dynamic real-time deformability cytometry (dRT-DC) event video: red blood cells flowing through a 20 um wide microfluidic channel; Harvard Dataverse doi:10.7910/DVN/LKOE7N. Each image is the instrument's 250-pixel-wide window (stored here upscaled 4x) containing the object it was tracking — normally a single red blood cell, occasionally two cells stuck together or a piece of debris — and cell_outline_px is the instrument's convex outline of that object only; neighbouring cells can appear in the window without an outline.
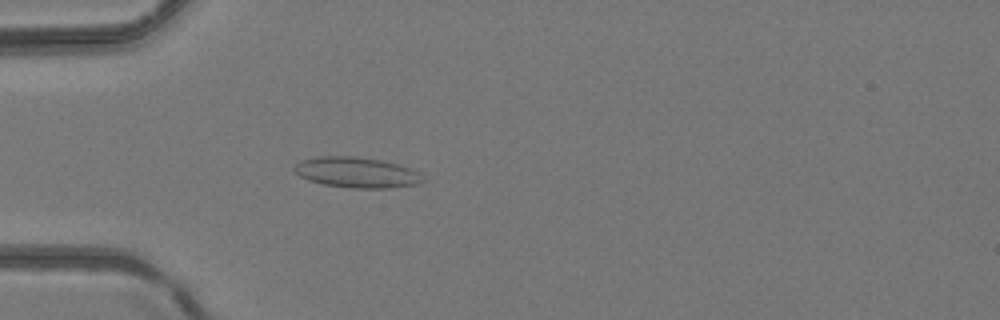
{"species": "common noctule bat (a hibernating species)", "species_latin": "Nyctalus noctula", "temperature_condition": "room temperature", "stored_images_in_passage": 41, "camera_frame_rate_fps": 3000, "um_per_image_px": 0.085, "animal": {"sex": "female", "body_mass_g": 24.6, "forearm_length_mm": 56.2}, "frame": {"image": 1, "passage_image": 7, "time_ms": 2.0, "image_size_px": [1000, 320], "cell_outline_px": [[424, 180], [420, 184], [388, 188], [348, 188], [324, 184], [308, 180], [300, 176], [292, 168], [300, 160], [316, 156], [352, 156], [380, 160], [396, 164], [420, 172]], "centroid_in_image_um": [30.29, 14.66], "position_along_channel_um": 54.7, "area_um2": 22.89}}
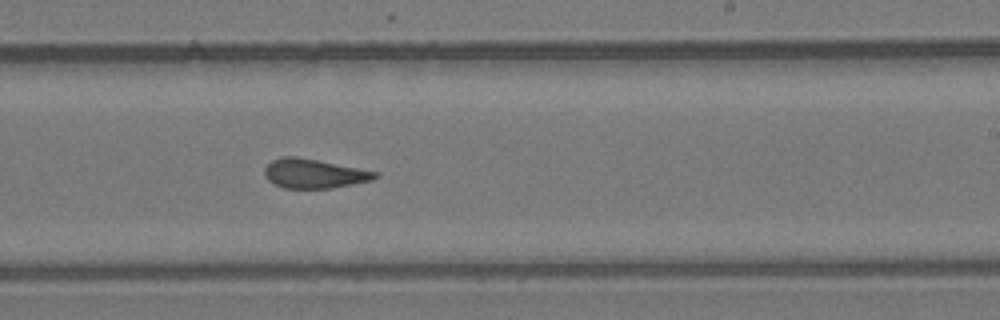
{"frame": {"image": 2, "passage_image": 22, "time_ms": 7.0, "image_size_px": [1000, 320], "cell_outline_px": [[380, 176], [372, 180], [332, 188], [284, 188], [268, 180], [264, 176], [264, 168], [272, 160], [280, 156], [296, 156], [380, 172]], "centroid_in_image_um": [26.7, 14.75], "position_along_channel_um": 262.3, "area_um2": 18.9}}
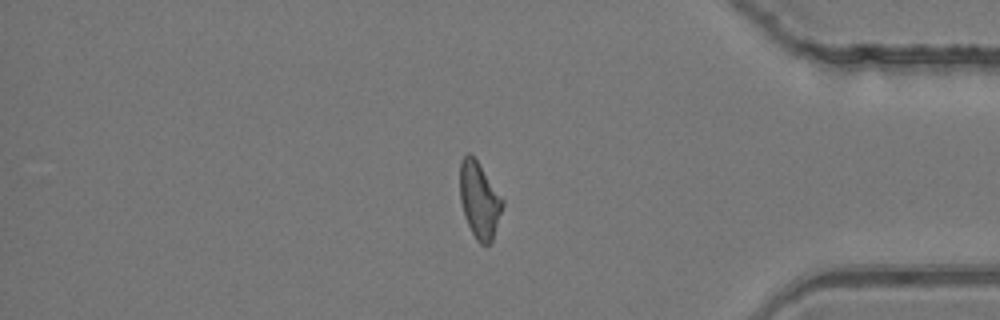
{"frame": {"image": 3, "passage_image": 33, "time_ms": 10.667, "image_size_px": [1000, 320], "cell_outline_px": [[504, 204], [492, 240], [488, 244], [480, 244], [476, 240], [464, 216], [460, 200], [460, 160], [468, 152], [476, 160], [504, 200]], "centroid_in_image_um": [40.73, 17.02], "position_along_channel_um": 394.5, "area_um2": 18.67}}